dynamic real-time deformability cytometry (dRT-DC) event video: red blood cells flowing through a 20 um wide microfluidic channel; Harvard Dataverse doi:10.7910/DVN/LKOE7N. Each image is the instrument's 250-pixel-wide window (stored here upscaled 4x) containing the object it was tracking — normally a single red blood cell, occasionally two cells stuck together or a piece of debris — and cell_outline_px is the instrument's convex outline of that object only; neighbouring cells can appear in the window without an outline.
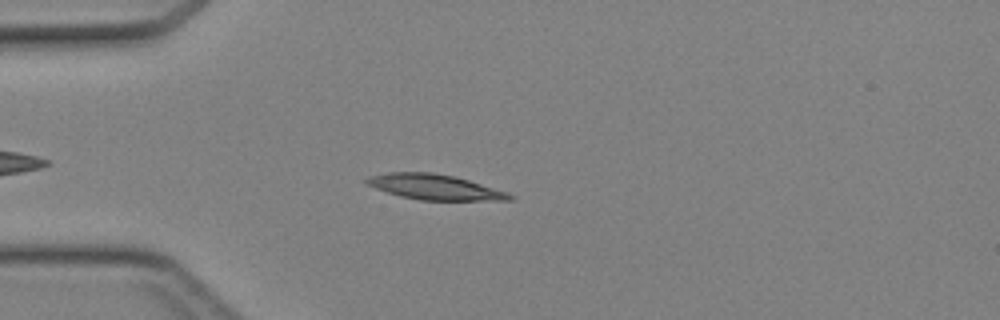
{"species": "Egyptian fruit bat (a non-hibernating species)", "species_latin": "Rousettus aegyptiacus", "temperature_condition": "cold", "stored_images_in_passage": 37, "camera_frame_rate_fps": 3000, "um_per_image_px": 0.085, "animal": {"sex": "female"}, "frame": {"image": 1, "passage_image": 4, "time_ms": 1.0, "image_size_px": [1000, 320], "cell_outline_px": [[512, 200], [420, 200], [400, 196], [376, 188], [368, 184], [364, 180], [368, 176], [388, 172], [432, 172], [452, 176], [468, 180], [508, 192], [512, 196]], "centroid_in_image_um": [36.93, 15.89], "position_along_channel_um": 48.1, "area_um2": 20.81}}
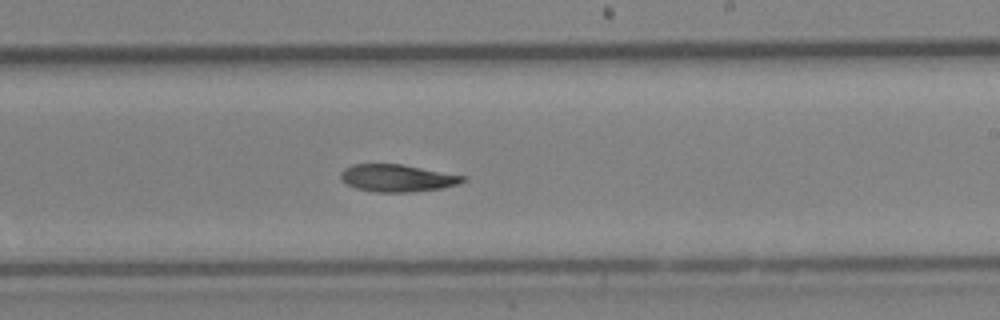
{"frame": {"image": 2, "passage_image": 19, "time_ms": 6.0, "image_size_px": [1000, 320], "cell_outline_px": [[468, 180], [460, 184], [440, 188], [408, 192], [376, 192], [356, 188], [348, 184], [340, 176], [340, 172], [344, 168], [352, 164], [400, 164], [464, 176]], "centroid_in_image_um": [33.76, 15.13], "position_along_channel_um": 255.2, "area_um2": 19.19}}
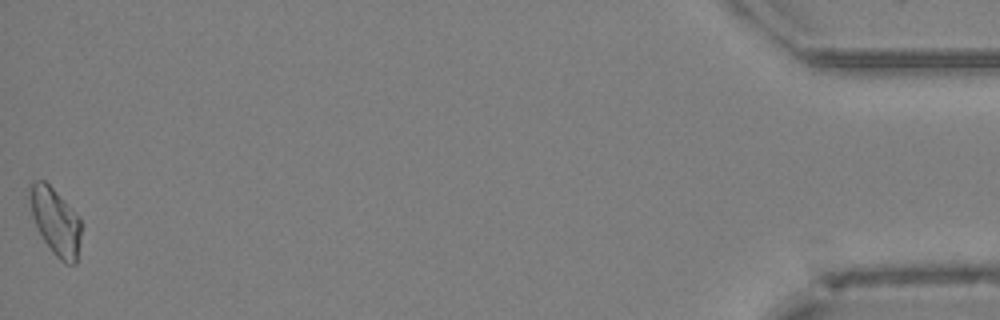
{"frame": {"image": 3, "passage_image": 37, "time_ms": 12.0, "image_size_px": [1000, 320], "cell_outline_px": [[80, 236], [76, 264], [64, 264], [52, 252], [36, 228], [32, 216], [28, 196], [28, 184], [32, 180], [44, 180], [80, 216]], "centroid_in_image_um": [4.68, 18.8], "position_along_channel_um": 430.5, "area_um2": 20.23}}